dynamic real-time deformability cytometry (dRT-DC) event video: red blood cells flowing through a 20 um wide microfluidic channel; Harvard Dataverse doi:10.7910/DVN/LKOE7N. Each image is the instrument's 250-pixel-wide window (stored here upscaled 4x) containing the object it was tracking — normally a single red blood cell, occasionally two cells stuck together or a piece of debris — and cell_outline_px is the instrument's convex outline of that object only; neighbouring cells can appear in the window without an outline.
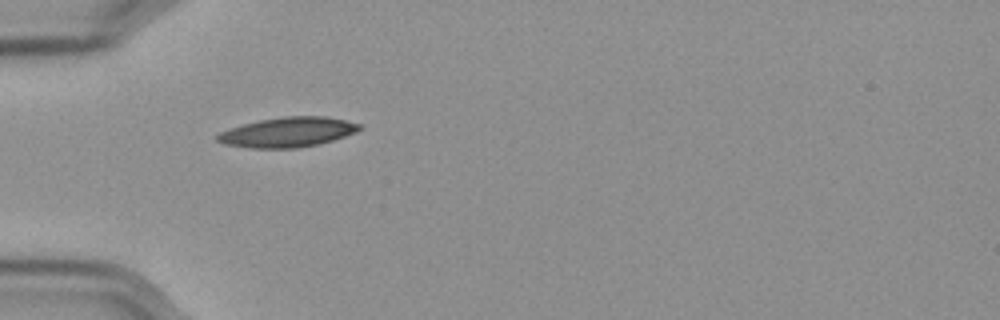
{"species": "Egyptian fruit bat (a non-hibernating species)", "species_latin": "Rousettus aegyptiacus", "temperature_condition": "cold", "stored_images_in_passage": 40, "camera_frame_rate_fps": 3000, "um_per_image_px": 0.085, "frame": {"image": 1, "passage_image": 1, "time_ms": 0.0, "image_size_px": [1000, 320], "cell_outline_px": [[360, 128], [356, 132], [332, 140], [316, 144], [296, 148], [252, 148], [224, 144], [216, 140], [216, 136], [220, 132], [228, 128], [260, 120], [284, 116], [328, 116], [360, 124]], "centroid_in_image_um": [24.42, 11.23], "position_along_channel_um": 60.6, "area_um2": 24.51}}
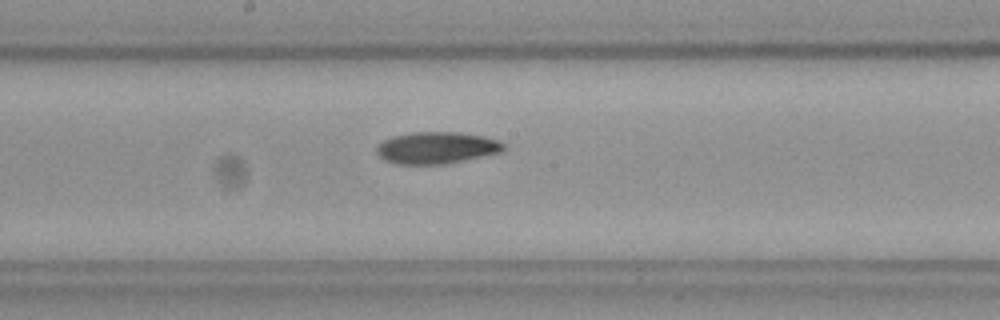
{"frame": {"image": 2, "passage_image": 14, "time_ms": 4.333, "image_size_px": [1000, 320], "cell_outline_px": [[504, 148], [500, 152], [444, 164], [396, 164], [384, 160], [376, 152], [376, 148], [384, 140], [392, 136], [412, 132], [460, 132], [484, 136], [500, 140], [504, 144]], "centroid_in_image_um": [37.1, 12.55], "position_along_channel_um": 211.1, "area_um2": 23.47}}
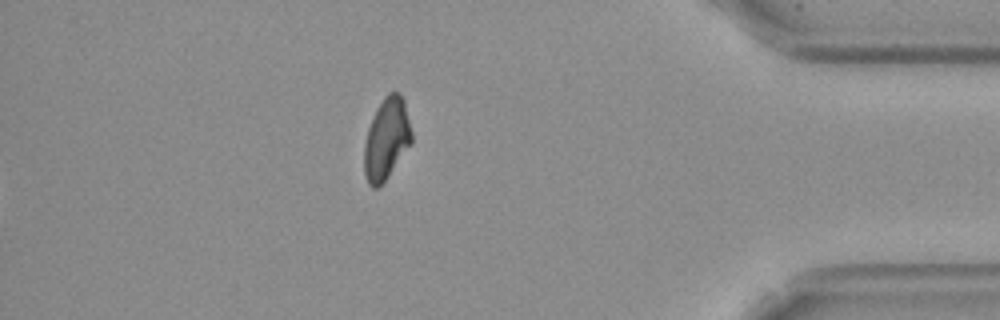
{"frame": {"image": 3, "passage_image": 33, "time_ms": 10.667, "image_size_px": [1000, 320], "cell_outline_px": [[412, 140], [388, 176], [376, 188], [372, 188], [368, 184], [364, 172], [364, 144], [368, 128], [376, 108], [384, 96], [388, 92], [400, 92], [404, 100], [412, 132]], "centroid_in_image_um": [32.84, 11.76], "position_along_channel_um": 402.4, "area_um2": 22.31}, "authors_computed_cell_mechanics": {"area_um2": 23.1778, "velocity_mm_per_s": 3.5758, "shape_relaxation_time_tau1_ms": 6.4352, "shape_relaxation_time_tau2_ms": null, "deformation_change_tau1": 0.1507, "deformation_change_tau2": null}}